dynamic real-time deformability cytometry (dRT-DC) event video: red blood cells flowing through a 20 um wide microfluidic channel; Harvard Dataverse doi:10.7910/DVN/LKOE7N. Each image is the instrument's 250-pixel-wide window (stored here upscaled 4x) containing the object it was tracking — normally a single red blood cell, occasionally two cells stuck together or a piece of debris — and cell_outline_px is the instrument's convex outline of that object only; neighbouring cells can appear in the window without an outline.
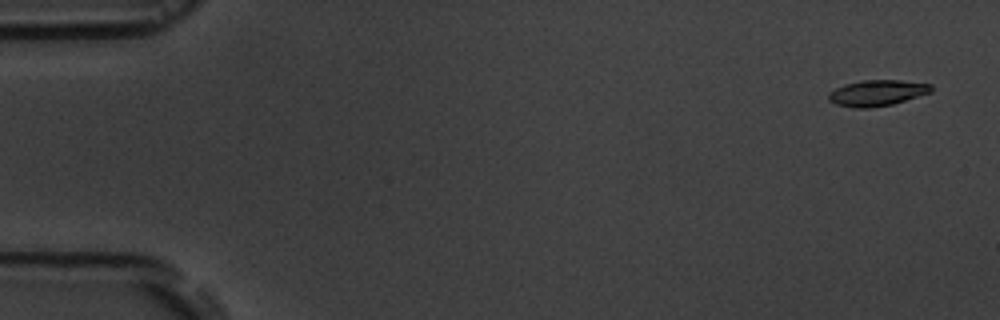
{"species": "common noctule bat (a hibernating species)", "species_latin": "Nyctalus noctula", "temperature_condition": "room temperature", "stored_images_in_passage": 6, "camera_frame_rate_fps": 3000, "um_per_image_px": 0.085, "animal": {"sex": "male", "body_mass_g": 19.5, "forearm_length_mm": 54.6}, "frame": {"image": 1, "passage_image": 1, "time_ms": 0.0, "image_size_px": [1000, 320], "cell_outline_px": [[932, 92], [892, 104], [868, 108], [852, 108], [836, 104], [828, 100], [828, 92], [844, 84], [864, 80], [900, 80], [932, 84]], "centroid_in_image_um": [74.54, 7.9], "position_along_channel_um": 10.5, "area_um2": 15.55}}
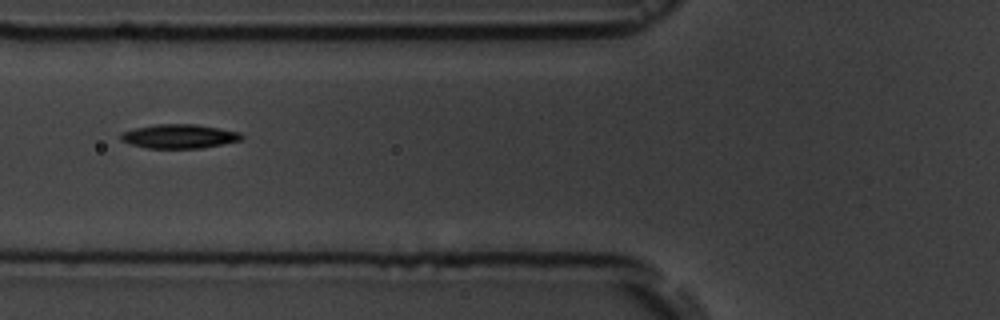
{"frame": {"image": 2, "passage_image": 5, "time_ms": 6.333, "image_size_px": [1000, 320], "cell_outline_px": [[244, 136], [240, 140], [200, 148], [144, 148], [120, 140], [120, 132], [136, 128], [156, 124], [196, 124], [240, 132]], "centroid_in_image_um": [15.19, 11.58], "position_along_channel_um": 110.6, "area_um2": 16.82}}
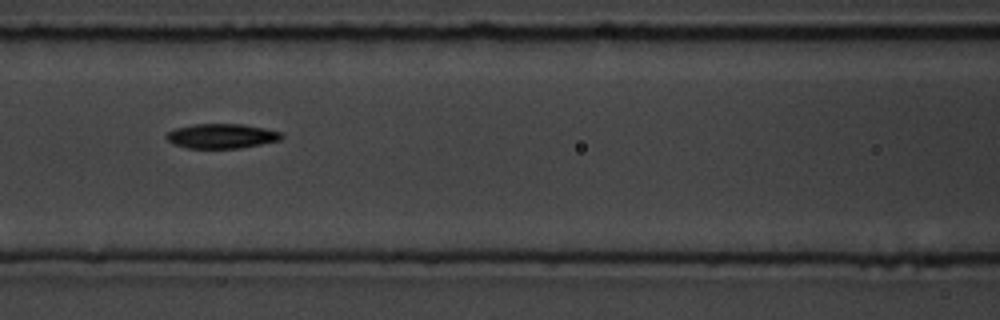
{"frame": {"image": 3, "passage_image": 6, "time_ms": 7.333, "image_size_px": [1000, 320], "cell_outline_px": [[284, 136], [280, 140], [240, 148], [188, 148], [172, 144], [164, 136], [168, 132], [176, 128], [192, 124], [244, 124], [264, 128], [280, 132]], "centroid_in_image_um": [18.81, 11.56], "position_along_channel_um": 147.8, "area_um2": 16.53}}